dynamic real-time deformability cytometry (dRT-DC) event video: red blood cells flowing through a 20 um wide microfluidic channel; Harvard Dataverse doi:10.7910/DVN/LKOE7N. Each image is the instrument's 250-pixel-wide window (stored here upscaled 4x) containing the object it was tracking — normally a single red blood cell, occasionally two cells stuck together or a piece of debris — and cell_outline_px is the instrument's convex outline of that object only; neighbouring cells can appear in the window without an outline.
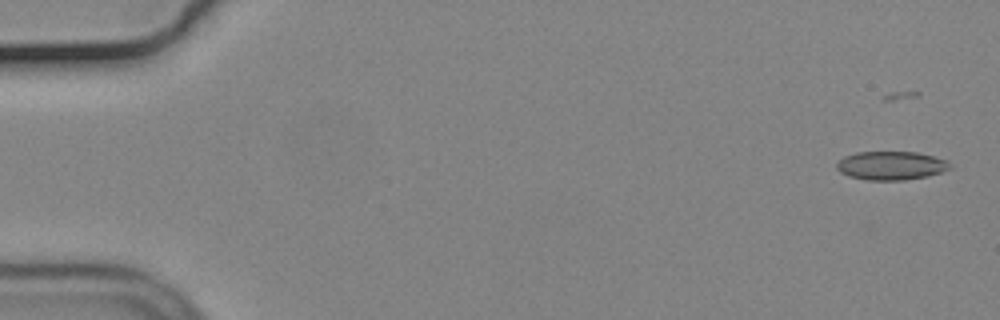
{"species": "common noctule bat (a hibernating species)", "species_latin": "Nyctalus noctula", "temperature_condition": "cold", "stored_images_in_passage": 22, "camera_frame_rate_fps": 3000, "um_per_image_px": 0.085, "animal": {"sex": "male", "body_mass_g": 19.2, "forearm_length_mm": 51.8}, "frame": {"image": 1, "passage_image": 4, "time_ms": 1.0, "image_size_px": [1000, 320], "cell_outline_px": [[952, 168], [928, 176], [904, 180], [868, 180], [848, 176], [840, 172], [836, 168], [836, 164], [844, 156], [856, 152], [916, 152], [948, 160]], "centroid_in_image_um": [75.73, 14.07], "position_along_channel_um": 9.3, "area_um2": 18.9}}
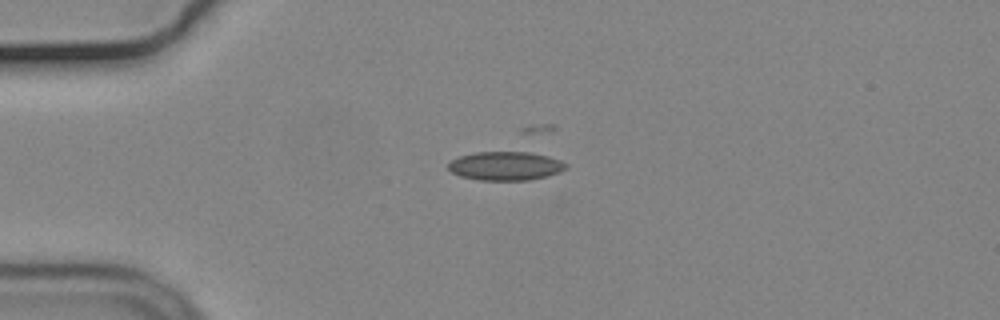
{"frame": {"image": 2, "passage_image": 16, "time_ms": 5.0, "image_size_px": [1000, 320], "cell_outline_px": [[568, 168], [560, 172], [548, 176], [528, 180], [480, 180], [460, 176], [452, 172], [448, 168], [448, 164], [452, 160], [460, 156], [476, 152], [520, 148], [548, 156], [560, 160], [568, 164]], "centroid_in_image_um": [43.03, 14.05], "position_along_channel_um": 42.0, "area_um2": 20.63}}
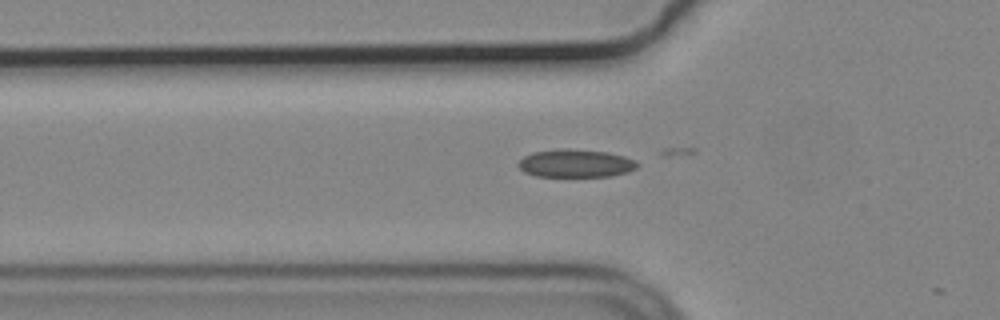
{"frame": {"image": 3, "passage_image": 21, "time_ms": 6.667, "image_size_px": [1000, 320], "cell_outline_px": [[640, 164], [636, 168], [628, 172], [612, 176], [536, 176], [524, 172], [516, 164], [524, 156], [532, 152], [560, 148], [568, 148], [608, 152], [624, 156]], "centroid_in_image_um": [48.91, 13.87], "position_along_channel_um": 76.9, "area_um2": 19.48}}